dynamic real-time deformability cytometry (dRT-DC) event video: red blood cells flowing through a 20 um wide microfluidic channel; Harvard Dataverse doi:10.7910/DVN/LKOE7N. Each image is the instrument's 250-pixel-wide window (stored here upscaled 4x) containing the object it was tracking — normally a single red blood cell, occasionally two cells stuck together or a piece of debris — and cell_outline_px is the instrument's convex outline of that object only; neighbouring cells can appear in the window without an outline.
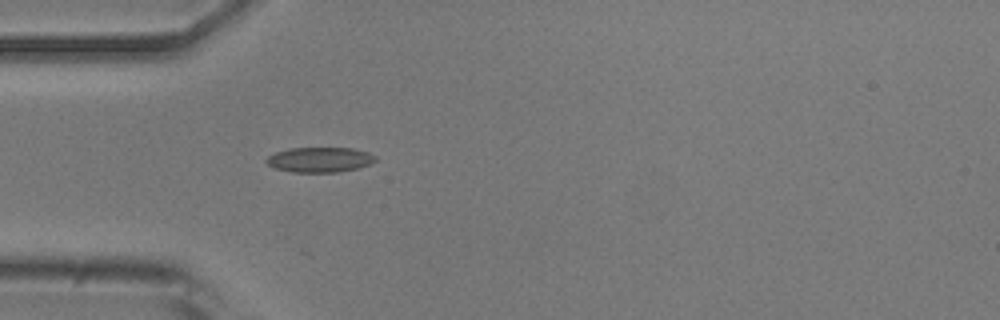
{"species": "common noctule bat (a hibernating species)", "species_latin": "Nyctalus noctula", "temperature_condition": "room temperature", "stored_images_in_passage": 4, "camera_frame_rate_fps": 3000, "um_per_image_px": 0.085, "animal": {"sex": "male", "body_mass_g": 20.5, "forearm_length_mm": 52.5}, "frame": {"image": 1, "passage_image": 4, "time_ms": 1.0, "image_size_px": [1000, 320], "cell_outline_px": [[376, 160], [360, 168], [336, 172], [292, 172], [276, 168], [268, 164], [264, 160], [268, 156], [276, 152], [288, 148], [352, 148], [368, 152], [376, 156]], "centroid_in_image_um": [27.18, 13.57], "position_along_channel_um": 57.8, "area_um2": 15.9}}